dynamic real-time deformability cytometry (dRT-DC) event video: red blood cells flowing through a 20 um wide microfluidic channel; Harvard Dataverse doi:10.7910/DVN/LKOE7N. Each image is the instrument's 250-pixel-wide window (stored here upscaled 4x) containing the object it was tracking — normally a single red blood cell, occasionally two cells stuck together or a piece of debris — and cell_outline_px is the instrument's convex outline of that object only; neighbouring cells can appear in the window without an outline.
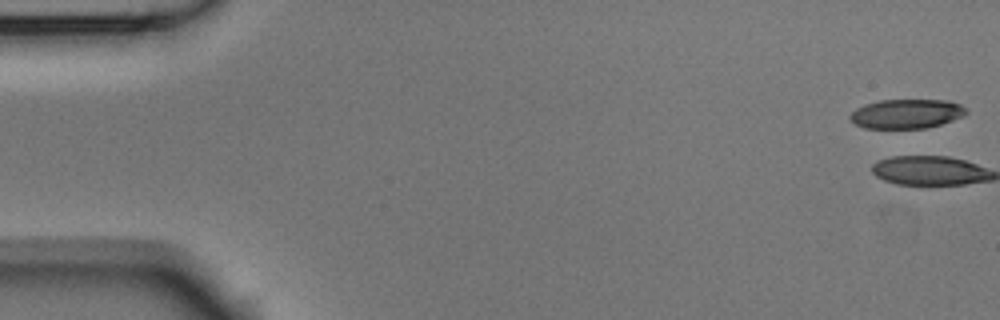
{"species": "Egyptian fruit bat (a non-hibernating species)", "species_latin": "Rousettus aegyptiacus", "temperature_condition": "room temperature", "stored_images_in_passage": 2, "camera_frame_rate_fps": 3000, "um_per_image_px": 0.085, "animal": {"sex": "male"}, "frame": {"image": 1, "passage_image": 1, "time_ms": 0.0, "image_size_px": [1000, 320], "cell_outline_px": [[968, 112], [964, 116], [940, 124], [924, 128], [864, 128], [856, 124], [848, 116], [856, 108], [864, 104], [880, 100], [948, 100], [960, 104], [968, 108]], "centroid_in_image_um": [77.07, 9.66], "position_along_channel_um": 7.9, "area_um2": 19.88}}